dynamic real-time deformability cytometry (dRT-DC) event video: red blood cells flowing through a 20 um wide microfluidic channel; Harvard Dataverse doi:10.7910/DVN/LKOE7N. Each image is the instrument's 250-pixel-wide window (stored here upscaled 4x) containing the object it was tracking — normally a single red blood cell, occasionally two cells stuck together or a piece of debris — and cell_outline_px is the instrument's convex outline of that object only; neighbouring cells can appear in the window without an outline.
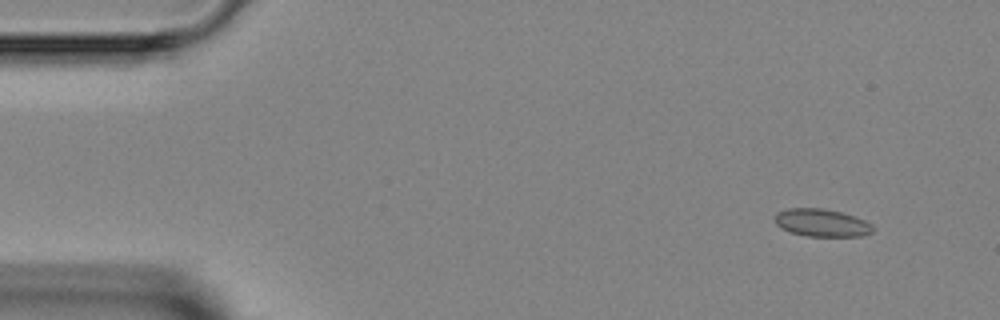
{"species": "Egyptian fruit bat (a non-hibernating species)", "species_latin": "Rousettus aegyptiacus", "temperature_condition": "room temperature", "stored_images_in_passage": 4, "camera_frame_rate_fps": 3000, "um_per_image_px": 0.085, "animal": {"sex": "female"}, "frame": {"image": 1, "passage_image": 1, "time_ms": 0.0, "image_size_px": [1000, 320], "cell_outline_px": [[872, 232], [860, 236], [808, 236], [788, 232], [780, 228], [776, 224], [776, 212], [788, 208], [820, 208], [840, 212], [864, 220], [872, 224]], "centroid_in_image_um": [69.8, 18.94], "position_along_channel_um": 15.2, "area_um2": 15.66}}
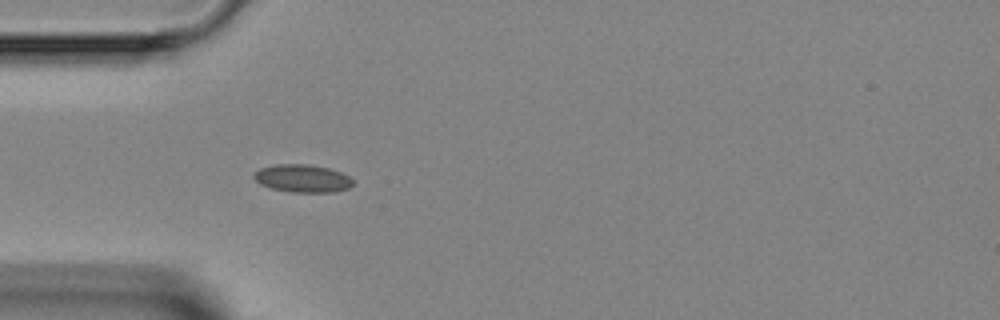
{"frame": {"image": 2, "passage_image": 4, "time_ms": 3.333, "image_size_px": [1000, 320], "cell_outline_px": [[352, 184], [348, 188], [332, 192], [292, 192], [272, 188], [260, 184], [252, 176], [260, 168], [276, 164], [308, 164], [328, 168], [340, 172], [348, 176], [352, 180]], "centroid_in_image_um": [25.69, 15.16], "position_along_channel_um": 59.3, "area_um2": 15.84}}